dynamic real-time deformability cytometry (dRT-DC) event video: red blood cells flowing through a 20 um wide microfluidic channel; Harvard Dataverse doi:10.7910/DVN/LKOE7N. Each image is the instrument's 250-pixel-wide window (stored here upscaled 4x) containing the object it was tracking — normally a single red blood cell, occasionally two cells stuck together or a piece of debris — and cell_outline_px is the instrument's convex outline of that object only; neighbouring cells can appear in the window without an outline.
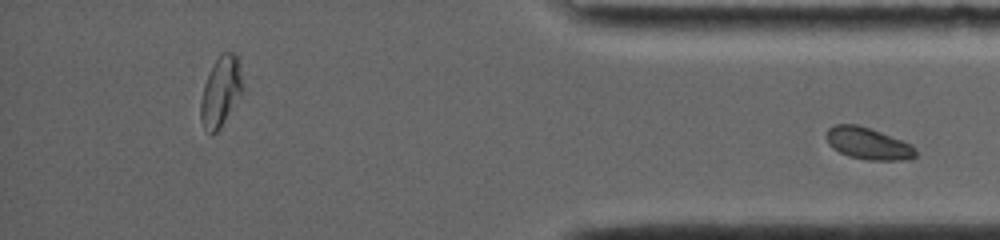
{"species": "common noctule bat (a hibernating species)", "species_latin": "Nyctalus noctula", "temperature_condition": "room temperature", "stored_images_in_passage": 43, "segment_of_instrument_passage": [2, 2], "camera_frame_rate_fps": 4000, "um_per_image_px": 0.085, "animal": {"sex": "female", "body_mass_g": 19.0, "forearm_length_mm": 56.7}, "frame": {"image": 1, "passage_image": 43, "time_ms": 14.75, "image_size_px": [1000, 240], "cell_outline_px": [[916, 156], [900, 160], [868, 160], [848, 156], [832, 148], [828, 144], [824, 136], [828, 128], [836, 124], [856, 124], [880, 132], [912, 144], [916, 148]], "centroid_in_image_um": [73.74, 12.19], "position_along_channel_um": 361.5, "area_um2": 16.59}}